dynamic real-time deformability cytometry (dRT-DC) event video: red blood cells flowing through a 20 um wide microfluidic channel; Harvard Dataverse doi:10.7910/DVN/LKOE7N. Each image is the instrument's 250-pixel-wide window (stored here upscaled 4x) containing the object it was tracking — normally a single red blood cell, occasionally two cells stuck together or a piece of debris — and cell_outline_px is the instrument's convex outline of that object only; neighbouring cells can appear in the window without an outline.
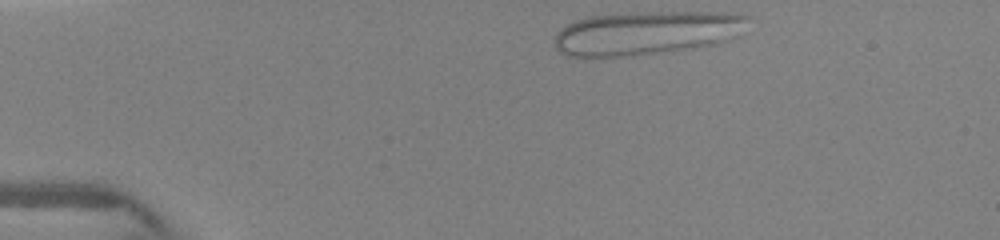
{"species": "human", "species_latin": "Homo sapiens", "temperature_condition": "warm", "stored_images_in_passage": 38, "camera_frame_rate_fps": 3000, "um_per_image_px": 0.085, "donor": {"sex": "female"}, "frame": {"image": 1, "passage_image": 1, "time_ms": 0.0, "image_size_px": [1000, 240], "cell_outline_px": [[748, 16], [736, 36], [716, 44], [692, 48], [624, 56], [568, 56], [560, 52], [552, 44], [556, 32], [560, 28], [576, 20], [588, 16], [648, 12], [724, 12]], "centroid_in_image_um": [54.86, 2.79], "position_along_channel_um": 30.1, "area_um2": 48.73}}
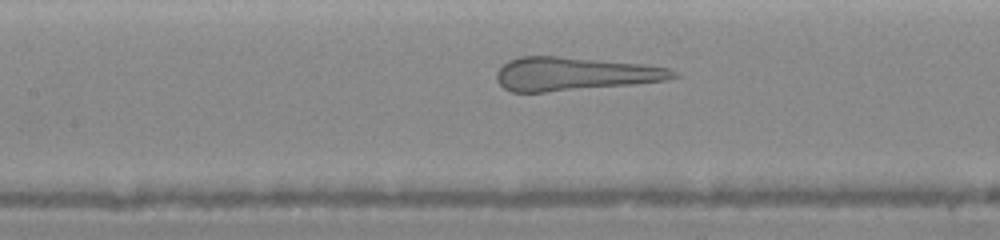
{"frame": {"image": 2, "passage_image": 22, "time_ms": 4.333, "image_size_px": [1000, 240], "cell_outline_px": [[680, 76], [668, 80], [632, 84], [544, 92], [512, 92], [504, 88], [496, 80], [496, 72], [508, 60], [520, 56], [556, 56], [644, 64], [668, 68], [680, 72]], "centroid_in_image_um": [48.85, 6.28], "position_along_channel_um": 158.6, "area_um2": 34.39}}
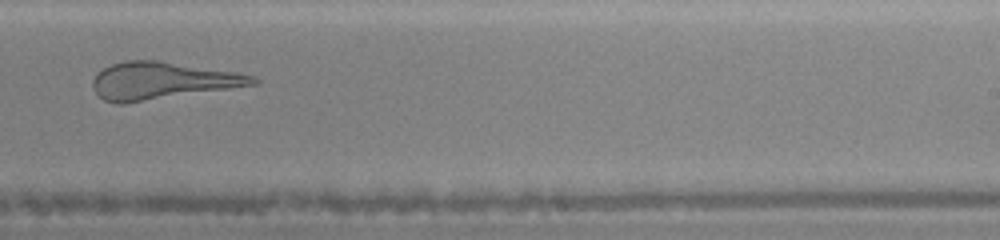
{"frame": {"image": 3, "passage_image": 31, "time_ms": 7.0, "image_size_px": [1000, 240], "cell_outline_px": [[260, 84], [124, 104], [116, 104], [104, 100], [92, 88], [92, 80], [96, 72], [112, 64], [124, 60], [156, 60], [236, 72], [256, 76], [260, 80]], "centroid_in_image_um": [13.78, 6.87], "position_along_channel_um": 275.2, "area_um2": 34.97}}